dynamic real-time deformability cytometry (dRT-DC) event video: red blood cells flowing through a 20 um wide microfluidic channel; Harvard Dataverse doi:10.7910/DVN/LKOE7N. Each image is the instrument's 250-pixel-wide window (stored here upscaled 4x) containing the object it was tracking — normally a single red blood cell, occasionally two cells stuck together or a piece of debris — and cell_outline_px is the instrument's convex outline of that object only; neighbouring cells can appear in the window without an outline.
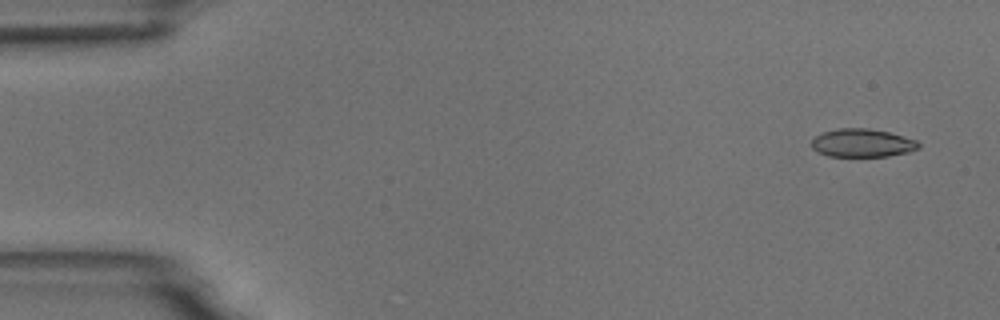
{"species": "common noctule bat (a hibernating species)", "species_latin": "Nyctalus noctula", "temperature_condition": "room temperature", "stored_images_in_passage": 6, "camera_frame_rate_fps": 3000, "um_per_image_px": 0.085, "animal": {"sex": "male", "body_mass_g": 18.8}, "frame": {"image": 1, "passage_image": 1, "time_ms": 0.0, "image_size_px": [1000, 320], "cell_outline_px": [[920, 148], [908, 152], [888, 156], [828, 156], [812, 148], [812, 140], [816, 136], [824, 132], [840, 128], [868, 128], [888, 132], [916, 140], [920, 144]], "centroid_in_image_um": [73.31, 12.15], "position_along_channel_um": 11.7, "area_um2": 17.4}}
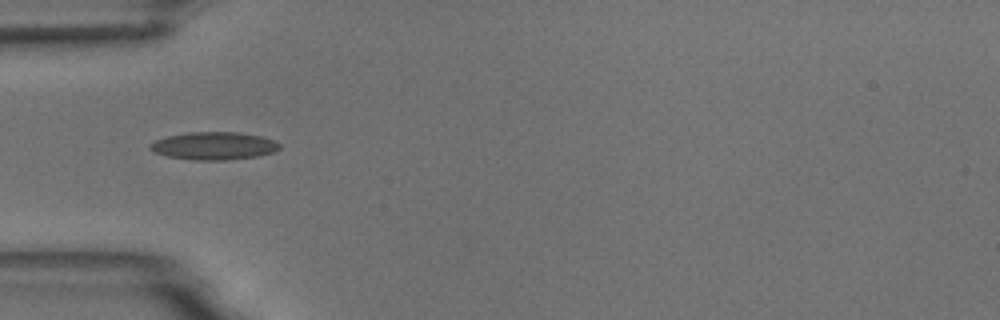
{"frame": {"image": 2, "passage_image": 5, "time_ms": 4.667, "image_size_px": [1000, 320], "cell_outline_px": [[280, 148], [272, 152], [256, 156], [224, 160], [196, 160], [168, 156], [156, 152], [148, 148], [148, 144], [156, 140], [168, 136], [188, 132], [240, 132], [260, 136], [272, 140], [280, 144]], "centroid_in_image_um": [18.16, 12.39], "position_along_channel_um": 66.8, "area_um2": 20.69}}